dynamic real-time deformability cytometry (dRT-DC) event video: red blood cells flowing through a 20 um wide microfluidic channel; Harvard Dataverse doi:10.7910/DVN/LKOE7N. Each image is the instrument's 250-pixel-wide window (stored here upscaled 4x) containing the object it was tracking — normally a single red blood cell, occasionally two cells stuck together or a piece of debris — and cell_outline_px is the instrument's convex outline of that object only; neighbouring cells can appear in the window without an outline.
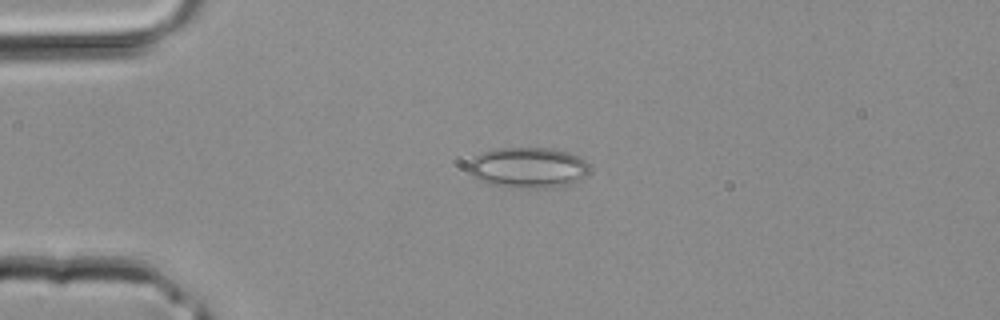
{"species": "common noctule bat (a hibernating species)", "species_latin": "Nyctalus noctula", "temperature_condition": "room temperature", "stored_images_in_passage": 30, "camera_frame_rate_fps": 3000, "um_per_image_px": 0.085, "animal": {"sex": "male", "body_mass_g": 20.4}, "frame": {"image": 1, "passage_image": 1, "time_ms": 0.0, "image_size_px": [1000, 320], "cell_outline_px": [[588, 168], [584, 176], [580, 180], [572, 184], [552, 188], [512, 188], [484, 184], [472, 176], [468, 168], [468, 164], [476, 156], [492, 148], [552, 148], [568, 152], [580, 156], [588, 164]], "centroid_in_image_um": [44.87, 14.27], "position_along_channel_um": 40.1, "area_um2": 29.13}}
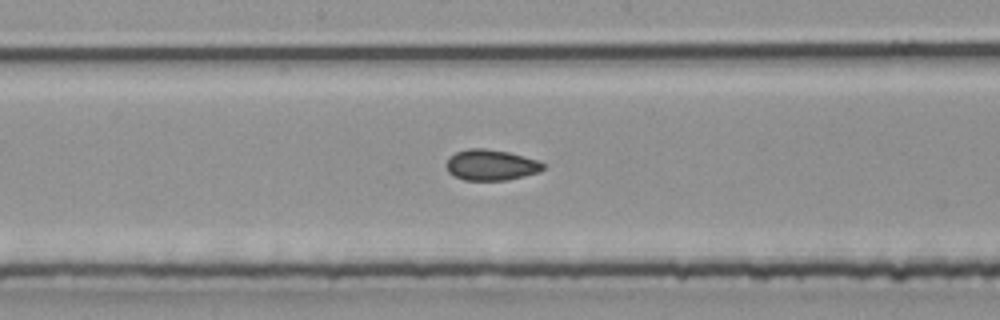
{"frame": {"image": 2, "passage_image": 12, "time_ms": 3.667, "image_size_px": [1000, 320], "cell_outline_px": [[544, 168], [536, 172], [524, 176], [508, 180], [464, 180], [448, 172], [444, 164], [456, 152], [468, 148], [484, 148], [508, 152], [536, 160], [544, 164]], "centroid_in_image_um": [41.7, 14.02], "position_along_channel_um": 206.5, "area_um2": 17.17}}
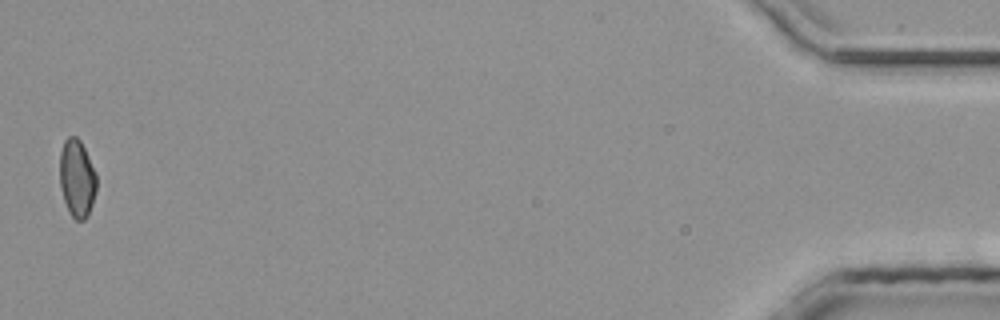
{"frame": {"image": 3, "passage_image": 30, "time_ms": 9.667, "image_size_px": [1000, 320], "cell_outline_px": [[96, 192], [88, 216], [84, 220], [76, 220], [72, 216], [64, 200], [60, 188], [60, 152], [64, 140], [68, 136], [76, 136], [80, 140], [96, 172]], "centroid_in_image_um": [6.54, 15.15], "position_along_channel_um": 428.7, "area_um2": 16.65}}